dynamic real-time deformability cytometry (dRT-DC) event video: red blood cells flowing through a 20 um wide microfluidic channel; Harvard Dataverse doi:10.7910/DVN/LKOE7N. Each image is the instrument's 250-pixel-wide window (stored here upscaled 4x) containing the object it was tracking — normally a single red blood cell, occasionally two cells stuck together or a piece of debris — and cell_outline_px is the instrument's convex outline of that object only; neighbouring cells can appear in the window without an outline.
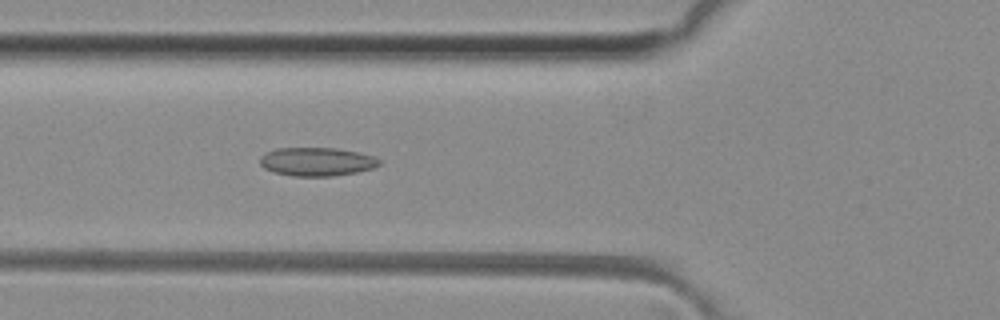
{"species": "common noctule bat (a hibernating species)", "species_latin": "Nyctalus noctula", "temperature_condition": "room temperature", "stored_images_in_passage": 46, "camera_frame_rate_fps": 3000, "um_per_image_px": 0.085, "animal": {"sex": "female", "body_mass_g": 29.2, "forearm_length_mm": 56.3}, "frame": {"image": 1, "passage_image": 14, "time_ms": 4.333, "image_size_px": [1000, 320], "cell_outline_px": [[380, 164], [372, 168], [356, 172], [332, 176], [292, 176], [276, 172], [264, 168], [260, 164], [260, 156], [264, 152], [276, 148], [336, 148], [360, 152], [372, 156], [380, 160]], "centroid_in_image_um": [26.9, 13.73], "position_along_channel_um": 98.9, "area_um2": 19.83}}
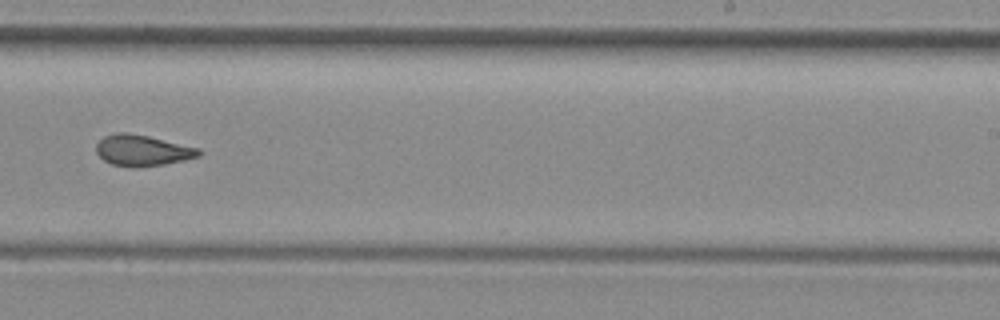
{"frame": {"image": 2, "passage_image": 27, "time_ms": 8.667, "image_size_px": [1000, 320], "cell_outline_px": [[200, 156], [184, 160], [164, 164], [136, 168], [132, 168], [112, 164], [104, 160], [96, 152], [96, 144], [104, 136], [116, 132], [124, 132], [148, 136], [200, 148]], "centroid_in_image_um": [12.09, 12.79], "position_along_channel_um": 276.9, "area_um2": 18.55}}
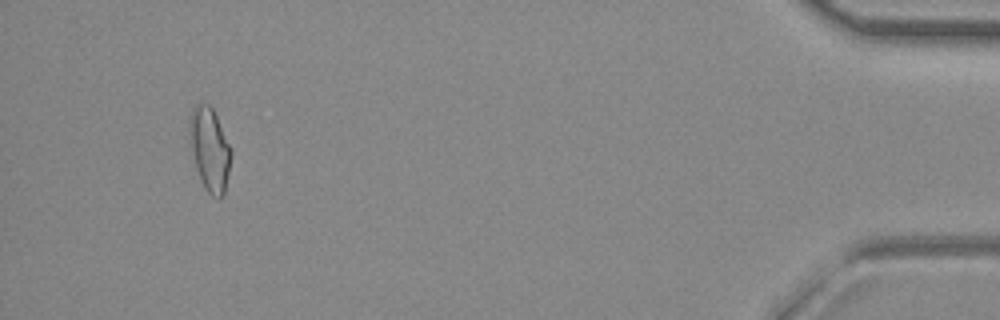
{"frame": {"image": 3, "passage_image": 43, "time_ms": 14.0, "image_size_px": [1000, 320], "cell_outline_px": [[232, 152], [224, 196], [220, 200], [212, 196], [204, 188], [200, 180], [196, 168], [192, 152], [188, 132], [188, 120], [196, 104], [208, 104], [212, 108], [232, 148]], "centroid_in_image_um": [17.83, 12.73], "position_along_channel_um": 417.4, "area_um2": 20.35}, "authors_computed_cell_mechanics": {"area_um2": 18.7561, "velocity_mm_per_s": 4.1084, "shape_relaxation_time_tau1_ms": null, "shape_relaxation_time_tau2_ms": 2.4098, "deformation_change_tau1": null, "deformation_change_tau2": 0.0965}}